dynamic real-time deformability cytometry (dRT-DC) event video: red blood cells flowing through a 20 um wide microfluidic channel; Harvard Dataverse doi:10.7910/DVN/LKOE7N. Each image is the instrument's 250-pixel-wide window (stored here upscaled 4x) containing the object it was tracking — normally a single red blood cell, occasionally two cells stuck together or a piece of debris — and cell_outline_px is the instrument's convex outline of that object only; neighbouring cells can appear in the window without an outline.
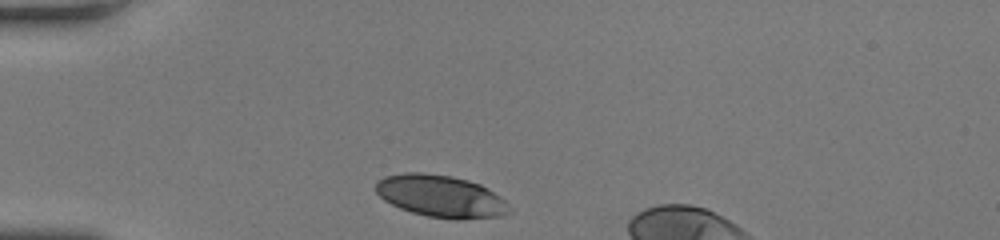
{"species": "human", "species_latin": "Homo sapiens", "temperature_condition": "room temperature", "stored_images_in_passage": 28, "camera_frame_rate_fps": 3000, "um_per_image_px": 0.085, "donor": {"sex": "female"}, "frame": {"image": 1, "passage_image": 1, "time_ms": 0.0, "image_size_px": [1000, 240], "cell_outline_px": [[512, 212], [500, 216], [460, 220], [452, 220], [428, 216], [412, 212], [400, 208], [384, 200], [376, 192], [376, 180], [384, 176], [404, 172], [424, 172], [452, 176], [468, 180], [480, 184], [488, 188], [500, 196], [512, 208]], "centroid_in_image_um": [37.49, 16.68], "position_along_channel_um": 47.5, "area_um2": 33.18}}
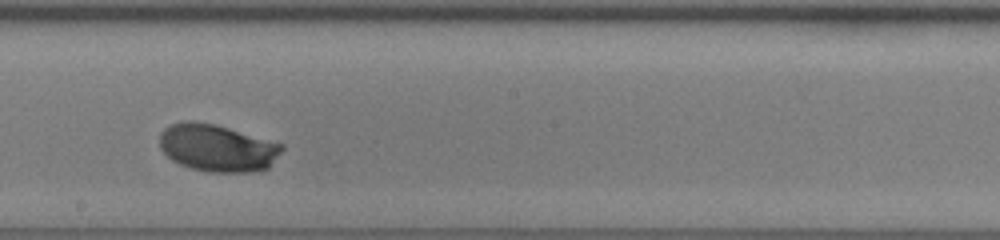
{"frame": {"image": 2, "passage_image": 16, "time_ms": 5.0, "image_size_px": [1000, 240], "cell_outline_px": [[284, 148], [268, 168], [248, 172], [208, 172], [192, 168], [180, 164], [172, 160], [160, 148], [160, 132], [164, 128], [172, 124], [184, 120], [192, 120], [216, 124], [284, 144]], "centroid_in_image_um": [18.46, 12.56], "position_along_channel_um": 229.7, "area_um2": 33.76}}
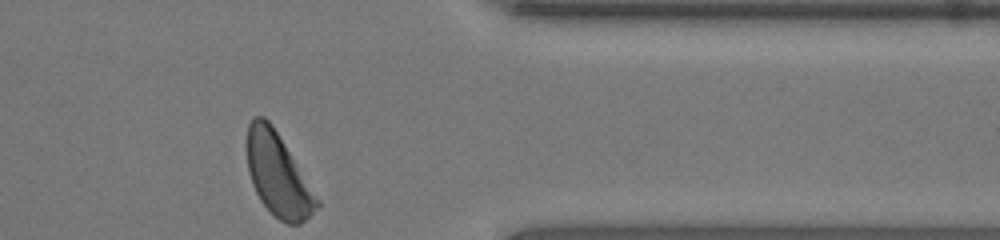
{"frame": {"image": 3, "passage_image": 28, "time_ms": 9.0, "image_size_px": [1000, 240], "cell_outline_px": [[320, 204], [300, 224], [288, 224], [280, 220], [260, 200], [252, 184], [248, 172], [248, 124], [252, 116], [264, 116], [272, 124], [320, 200]], "centroid_in_image_um": [23.62, 14.84], "position_along_channel_um": 387.8, "area_um2": 33.12}, "authors_computed_cell_mechanics": {"area_um2": 33.2928, "velocity_mm_per_s": 4.2232, "shape_relaxation_time_tau1_ms": 2.0444, "shape_relaxation_time_tau2_ms": null, "deformation_change_tau1": 0.1464, "deformation_change_tau2": null}}